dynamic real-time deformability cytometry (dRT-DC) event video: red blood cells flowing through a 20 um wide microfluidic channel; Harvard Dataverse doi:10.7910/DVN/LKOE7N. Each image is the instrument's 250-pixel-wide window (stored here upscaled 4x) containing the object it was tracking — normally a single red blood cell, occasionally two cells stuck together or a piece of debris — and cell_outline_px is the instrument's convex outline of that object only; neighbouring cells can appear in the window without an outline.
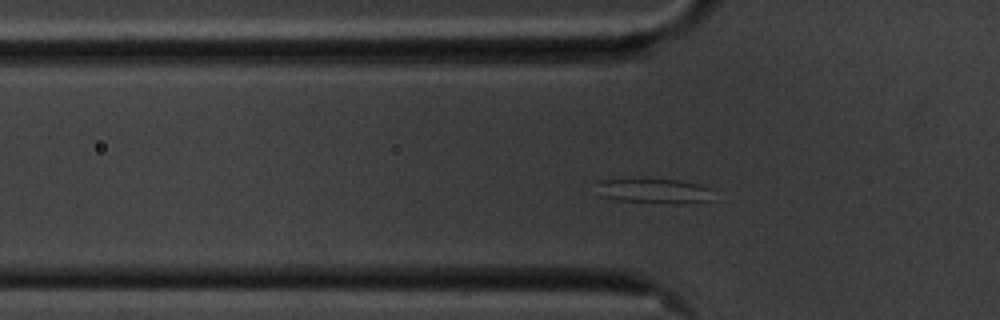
{"species": "common noctule bat (a hibernating species)", "species_latin": "Nyctalus noctula", "temperature_condition": "cold", "stored_images_in_passage": 47, "camera_frame_rate_fps": 3000, "um_per_image_px": 0.085, "animal": {"sex": "male", "body_mass_g": 20.1, "forearm_length_mm": 53.5}, "frame": {"image": 1, "passage_image": 7, "time_ms": 2.0, "image_size_px": [1000, 320], "cell_outline_px": [[712, 200], [692, 204], [672, 204], [616, 200], [600, 196], [596, 180], [680, 180], [700, 184], [712, 188]], "centroid_in_image_um": [55.69, 16.26], "position_along_channel_um": 70.1, "area_um2": 17.05}}
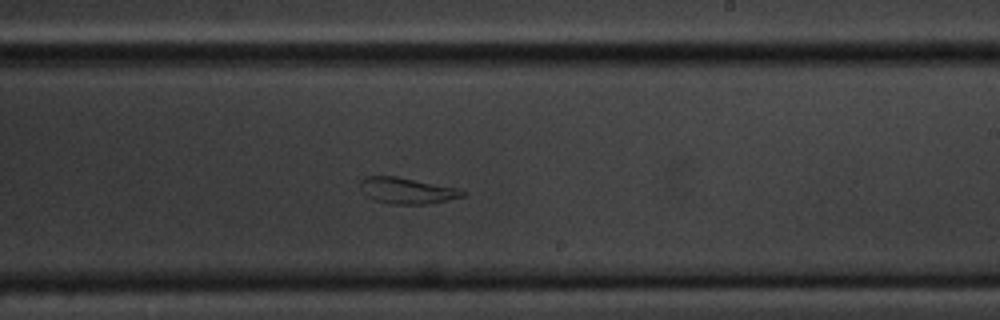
{"frame": {"image": 2, "passage_image": 23, "time_ms": 7.333, "image_size_px": [1000, 320], "cell_outline_px": [[468, 192], [464, 196], [424, 204], [392, 204], [372, 200], [360, 188], [360, 180], [364, 176], [396, 176], [456, 188]], "centroid_in_image_um": [34.54, 16.2], "position_along_channel_um": 254.5, "area_um2": 15.37}}
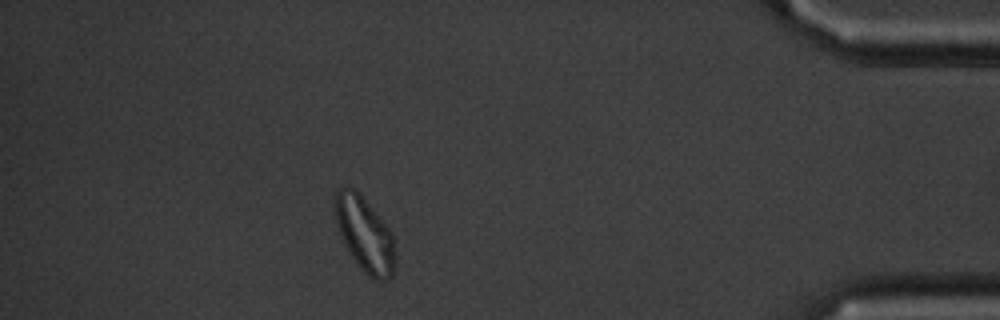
{"frame": {"image": 3, "passage_image": 40, "time_ms": 13.0, "image_size_px": [1000, 320], "cell_outline_px": [[396, 260], [392, 276], [388, 280], [372, 280], [360, 268], [352, 256], [340, 232], [336, 220], [336, 188], [352, 188], [364, 200], [392, 232], [396, 256]], "centroid_in_image_um": [31.05, 20.0], "position_along_channel_um": 404.1, "area_um2": 25.43}}